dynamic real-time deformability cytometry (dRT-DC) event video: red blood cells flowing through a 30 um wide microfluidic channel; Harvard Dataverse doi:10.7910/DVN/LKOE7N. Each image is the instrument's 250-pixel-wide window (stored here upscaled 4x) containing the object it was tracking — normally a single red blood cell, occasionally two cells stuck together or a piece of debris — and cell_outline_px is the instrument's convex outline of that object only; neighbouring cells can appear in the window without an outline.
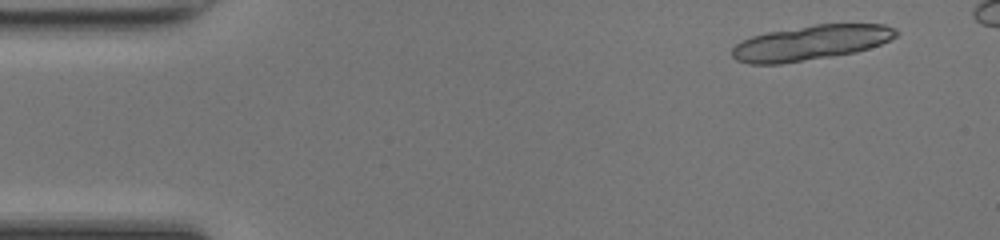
{"species": "common noctule bat (a hibernating species)", "species_latin": "Nyctalus noctula", "temperature_condition": "room temperature", "stored_images_in_passage": 11, "camera_frame_rate_fps": 3000, "um_per_image_px": 0.085, "animal": {"sex": "female", "body_mass_g": 17.0, "forearm_length_mm": 48.0}, "frame": {"image": 1, "passage_image": 4, "time_ms": 1.0, "image_size_px": [1000, 240], "cell_outline_px": [[900, 32], [896, 36], [880, 44], [856, 52], [832, 56], [780, 64], [748, 64], [736, 60], [732, 56], [732, 48], [736, 44], [752, 36], [768, 32], [816, 24], [884, 24], [896, 28]], "centroid_in_image_um": [68.92, 3.63], "position_along_channel_um": 16.1, "area_um2": 33.18}}